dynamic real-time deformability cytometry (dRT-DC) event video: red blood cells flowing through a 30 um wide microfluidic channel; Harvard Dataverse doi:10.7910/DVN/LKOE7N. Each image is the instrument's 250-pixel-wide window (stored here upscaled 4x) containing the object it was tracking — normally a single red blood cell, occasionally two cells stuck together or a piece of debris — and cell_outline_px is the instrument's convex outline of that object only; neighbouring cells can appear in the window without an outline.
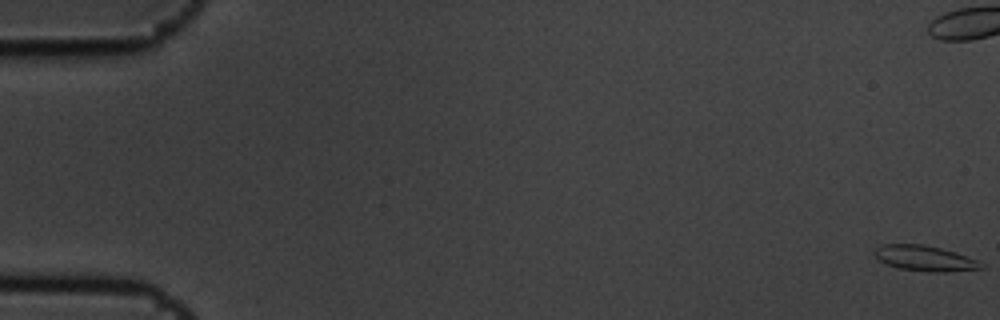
{"species": "common noctule bat (a hibernating species)", "species_latin": "Nyctalus noctula", "temperature_condition": "cold", "stored_images_in_passage": 8, "camera_frame_rate_fps": 3000, "um_per_image_px": 0.085, "animal": {"sex": "male", "body_mass_g": 19.5, "forearm_length_mm": 54.6}, "frame": {"image": 1, "passage_image": 1, "time_ms": 0.0, "image_size_px": [1000, 320], "cell_outline_px": [[984, 268], [948, 272], [928, 272], [896, 268], [880, 260], [872, 252], [880, 244], [924, 244], [940, 248], [976, 260], [984, 264]], "centroid_in_image_um": [78.57, 21.96], "position_along_channel_um": 6.4, "area_um2": 15.72}}
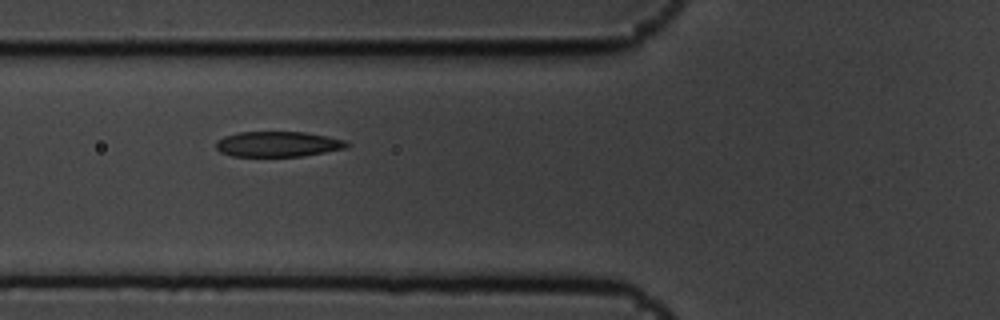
{"frame": {"image": 2, "passage_image": 7, "time_ms": 2.0, "image_size_px": [1000, 320], "cell_outline_px": [[352, 144], [344, 148], [304, 156], [232, 156], [220, 152], [216, 148], [216, 140], [224, 136], [236, 132], [304, 132], [344, 140]], "centroid_in_image_um": [23.57, 12.25], "position_along_channel_um": 102.2, "area_um2": 19.25}}
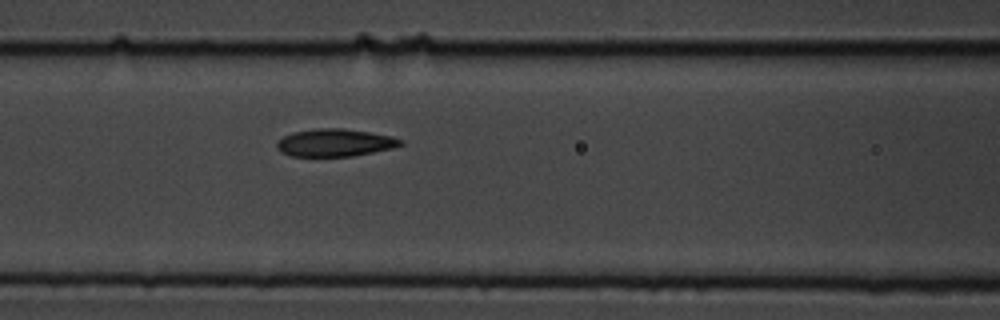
{"frame": {"image": 3, "passage_image": 8, "time_ms": 2.333, "image_size_px": [1000, 320], "cell_outline_px": [[404, 144], [392, 148], [352, 156], [288, 156], [280, 152], [276, 148], [276, 144], [284, 136], [292, 132], [316, 128], [344, 128], [392, 136], [404, 140]], "centroid_in_image_um": [28.45, 12.12], "position_along_channel_um": 138.1, "area_um2": 19.94}}